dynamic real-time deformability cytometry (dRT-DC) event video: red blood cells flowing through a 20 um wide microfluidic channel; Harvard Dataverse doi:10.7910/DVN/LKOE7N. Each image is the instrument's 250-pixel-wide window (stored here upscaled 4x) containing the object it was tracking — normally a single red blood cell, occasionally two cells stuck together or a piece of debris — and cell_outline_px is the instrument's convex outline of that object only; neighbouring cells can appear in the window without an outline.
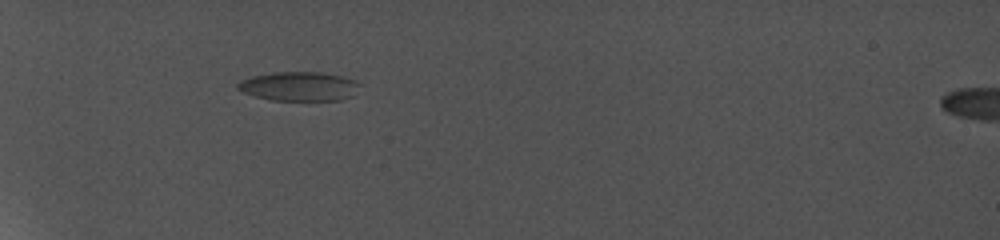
{"species": "common noctule bat (a hibernating species)", "species_latin": "Nyctalus noctula", "temperature_condition": "cold", "stored_images_in_passage": 5, "camera_frame_rate_fps": 5000, "um_per_image_px": 0.085, "animal": {"sex": "female", "body_mass_g": 19.0, "forearm_length_mm": 56.7}, "frame": {"image": 1, "passage_image": 3, "time_ms": 2.0, "image_size_px": [1000, 240], "cell_outline_px": [[360, 84], [352, 96], [336, 100], [272, 100], [256, 96], [244, 92], [236, 88], [236, 84], [240, 80], [252, 76], [272, 72], [324, 72], [344, 76], [356, 80]], "centroid_in_image_um": [25.42, 7.32], "position_along_channel_um": 59.6, "area_um2": 20.75}}